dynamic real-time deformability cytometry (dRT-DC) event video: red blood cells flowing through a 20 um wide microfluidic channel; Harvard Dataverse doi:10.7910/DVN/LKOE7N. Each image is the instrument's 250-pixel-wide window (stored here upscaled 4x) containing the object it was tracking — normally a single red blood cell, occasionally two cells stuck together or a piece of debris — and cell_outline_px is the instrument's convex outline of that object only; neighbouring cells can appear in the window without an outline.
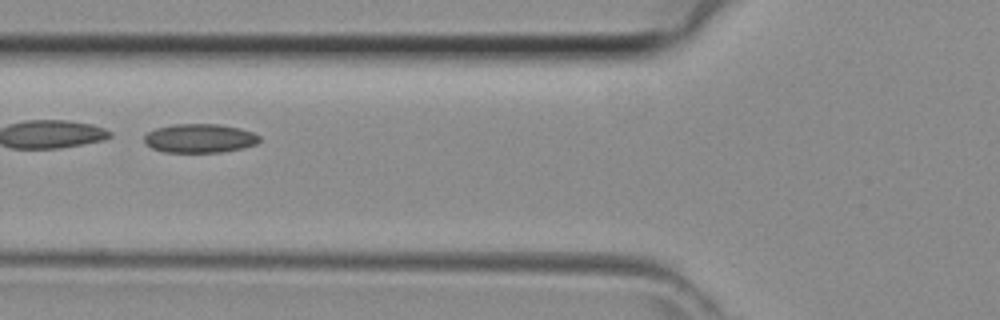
{"species": "common noctule bat (a hibernating species)", "species_latin": "Nyctalus noctula", "temperature_condition": "room temperature", "stored_images_in_passage": 31, "camera_frame_rate_fps": 3000, "um_per_image_px": 0.085, "animal": {"sex": "female", "body_mass_g": 29.2, "forearm_length_mm": 56.3}, "frame": {"image": 1, "passage_image": 5, "time_ms": 1.333, "image_size_px": [1000, 320], "cell_outline_px": [[260, 140], [256, 144], [244, 148], [220, 152], [164, 152], [152, 148], [144, 144], [144, 136], [148, 132], [156, 128], [172, 124], [220, 124], [240, 128], [252, 132], [260, 136]], "centroid_in_image_um": [16.97, 11.75], "position_along_channel_um": 108.8, "area_um2": 19.54}}